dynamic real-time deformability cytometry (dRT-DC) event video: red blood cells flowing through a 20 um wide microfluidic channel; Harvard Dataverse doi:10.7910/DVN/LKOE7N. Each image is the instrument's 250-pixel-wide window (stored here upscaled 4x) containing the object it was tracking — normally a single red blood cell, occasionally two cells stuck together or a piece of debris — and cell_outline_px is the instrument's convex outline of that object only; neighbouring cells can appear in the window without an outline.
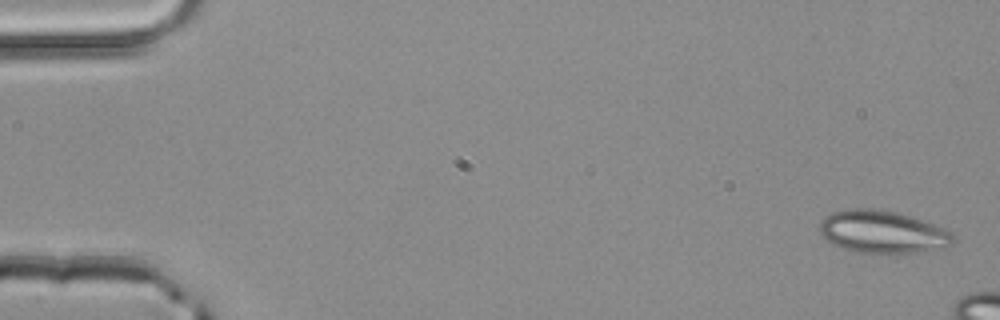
{"species": "common noctule bat (a hibernating species)", "species_latin": "Nyctalus noctula", "temperature_condition": "room temperature", "stored_images_in_passage": 3, "camera_frame_rate_fps": 3000, "um_per_image_px": 0.085, "animal": {"sex": "male", "body_mass_g": 20.4}, "frame": {"image": 1, "passage_image": 1, "time_ms": 0.0, "image_size_px": [1000, 320], "cell_outline_px": [[956, 240], [952, 244], [944, 248], [920, 252], [856, 252], [832, 244], [820, 232], [820, 220], [832, 212], [852, 208], [872, 208], [896, 212], [932, 224], [952, 232], [956, 236]], "centroid_in_image_um": [75.03, 19.7], "position_along_channel_um": 10.0, "area_um2": 32.77}}